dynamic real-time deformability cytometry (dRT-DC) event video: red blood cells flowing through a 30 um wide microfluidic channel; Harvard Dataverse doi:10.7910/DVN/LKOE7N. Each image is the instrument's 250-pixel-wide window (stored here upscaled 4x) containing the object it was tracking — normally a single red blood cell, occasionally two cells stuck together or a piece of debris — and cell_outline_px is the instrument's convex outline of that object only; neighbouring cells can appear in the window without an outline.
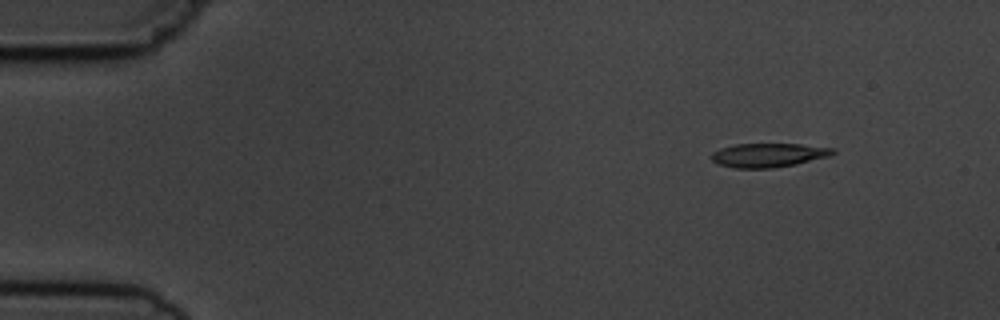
{"species": "common noctule bat (a hibernating species)", "species_latin": "Nyctalus noctula", "temperature_condition": "cold", "stored_images_in_passage": 3, "segment_of_instrument_passage": [2, 2], "camera_frame_rate_fps": 3000, "um_per_image_px": 0.085, "animal": {"sex": "male", "body_mass_g": 19.5, "forearm_length_mm": 54.6}, "frame": {"image": 1, "passage_image": 3, "time_ms": 3.333, "image_size_px": [1000, 320], "cell_outline_px": [[836, 152], [828, 156], [796, 164], [772, 168], [736, 168], [720, 164], [712, 160], [712, 152], [720, 148], [736, 144], [800, 144], [832, 148]], "centroid_in_image_um": [65.3, 13.18], "position_along_channel_um": 19.7, "area_um2": 16.7}}